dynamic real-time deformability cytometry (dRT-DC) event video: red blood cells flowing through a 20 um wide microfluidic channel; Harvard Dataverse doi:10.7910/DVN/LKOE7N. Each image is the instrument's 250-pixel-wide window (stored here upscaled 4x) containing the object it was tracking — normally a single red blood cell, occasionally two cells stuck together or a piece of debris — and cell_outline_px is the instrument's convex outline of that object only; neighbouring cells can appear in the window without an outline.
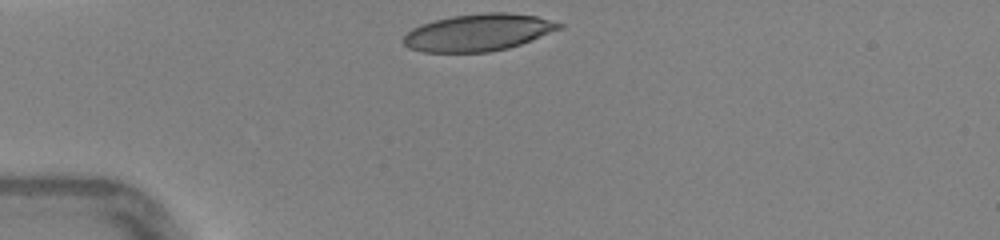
{"species": "human", "species_latin": "Homo sapiens", "temperature_condition": "warm", "stored_images_in_passage": 27, "camera_frame_rate_fps": 3000, "um_per_image_px": 0.085, "donor": {"sex": "female"}, "frame": {"image": 1, "passage_image": 1, "time_ms": 0.0, "image_size_px": [1000, 240], "cell_outline_px": [[564, 28], [520, 44], [508, 48], [488, 52], [420, 52], [408, 48], [400, 40], [412, 28], [420, 24], [452, 16], [484, 12], [508, 12], [536, 16], [564, 24]], "centroid_in_image_um": [40.64, 2.76], "position_along_channel_um": 44.4, "area_um2": 33.81}}
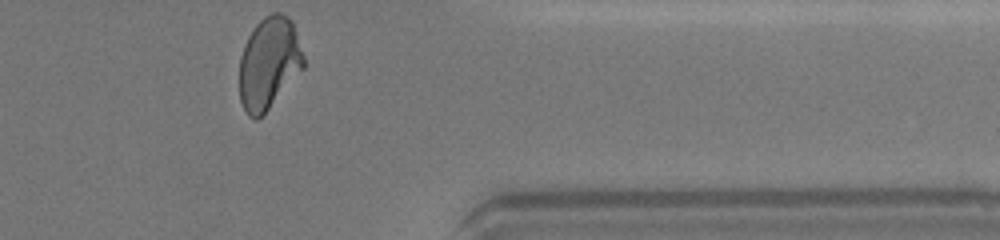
{"frame": {"image": 2, "passage_image": 27, "time_ms": 8.667, "image_size_px": [1000, 240], "cell_outline_px": [[304, 68], [268, 108], [256, 120], [248, 116], [240, 100], [240, 56], [244, 44], [248, 36], [256, 24], [264, 16], [272, 12], [280, 12], [292, 20], [304, 56]], "centroid_in_image_um": [22.86, 5.33], "position_along_channel_um": 388.5, "area_um2": 34.16}, "authors_computed_cell_mechanics": {"area_um2": 34.68, "velocity_mm_per_s": 4.409, "shape_relaxation_time_tau1_ms": 4.7422, "shape_relaxation_time_tau2_ms": 1.025, "deformation_change_tau1": 0.2028, "deformation_change_tau2": 0.078}}